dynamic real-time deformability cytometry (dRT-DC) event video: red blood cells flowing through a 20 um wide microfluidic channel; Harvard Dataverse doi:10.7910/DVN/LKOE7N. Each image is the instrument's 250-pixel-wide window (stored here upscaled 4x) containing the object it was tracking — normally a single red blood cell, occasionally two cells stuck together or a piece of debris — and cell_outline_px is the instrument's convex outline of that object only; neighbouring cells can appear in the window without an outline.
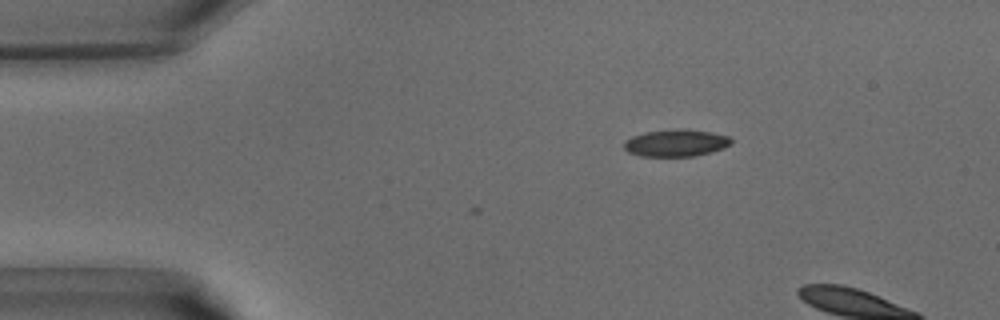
{"species": "common noctule bat (a hibernating species)", "species_latin": "Nyctalus noctula", "temperature_condition": "warm", "stored_images_in_passage": 3, "camera_frame_rate_fps": 3000, "um_per_image_px": 0.085, "animal": {"sex": "male", "body_mass_g": 15.6}, "frame": {"image": 1, "passage_image": 1, "time_ms": 0.0, "image_size_px": [1000, 320], "cell_outline_px": [[732, 144], [724, 148], [692, 156], [640, 156], [628, 152], [624, 148], [624, 140], [632, 136], [644, 132], [684, 128], [712, 132], [728, 136], [732, 140]], "centroid_in_image_um": [57.44, 12.14], "position_along_channel_um": 27.6, "area_um2": 16.94}}